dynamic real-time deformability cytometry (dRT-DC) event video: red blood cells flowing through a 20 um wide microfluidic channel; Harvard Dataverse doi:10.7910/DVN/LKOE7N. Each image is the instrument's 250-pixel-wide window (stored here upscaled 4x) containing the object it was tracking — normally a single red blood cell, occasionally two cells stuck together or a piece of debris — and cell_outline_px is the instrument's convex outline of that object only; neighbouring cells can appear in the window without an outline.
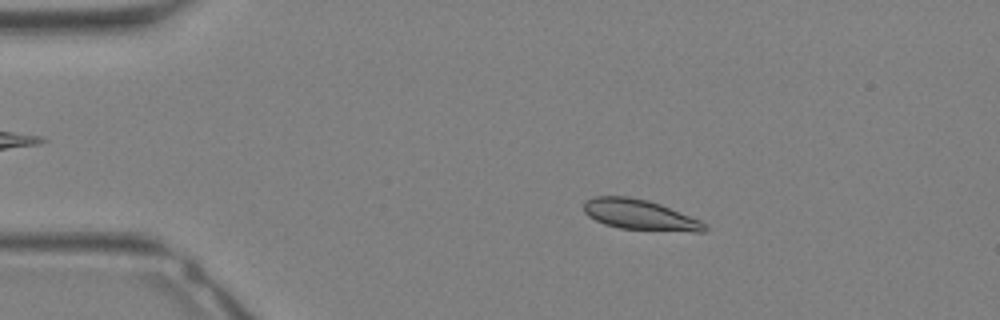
{"species": "Egyptian fruit bat (a non-hibernating species)", "species_latin": "Rousettus aegyptiacus", "temperature_condition": "warm", "stored_images_in_passage": 22, "camera_frame_rate_fps": 3000, "um_per_image_px": 0.085, "animal": {"sex": "female"}, "frame": {"image": 1, "passage_image": 6, "time_ms": 1.667, "image_size_px": [1000, 320], "cell_outline_px": [[708, 228], [704, 232], [692, 232], [620, 228], [604, 224], [588, 216], [584, 212], [584, 200], [596, 196], [628, 196], [648, 200], [660, 204], [700, 220]], "centroid_in_image_um": [54.37, 18.25], "position_along_channel_um": 30.6, "area_um2": 21.33}}
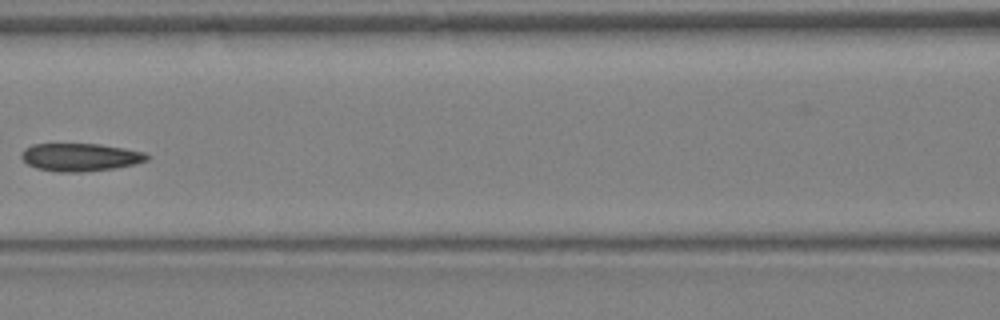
{"frame": {"image": 2, "passage_image": 15, "time_ms": 4.667, "image_size_px": [1000, 320], "cell_outline_px": [[152, 156], [148, 160], [136, 164], [116, 168], [80, 172], [60, 172], [36, 168], [28, 164], [20, 156], [20, 152], [24, 148], [32, 144], [100, 144], [124, 148], [144, 152]], "centroid_in_image_um": [6.84, 13.36], "position_along_channel_um": 159.8, "area_um2": 20.58}}
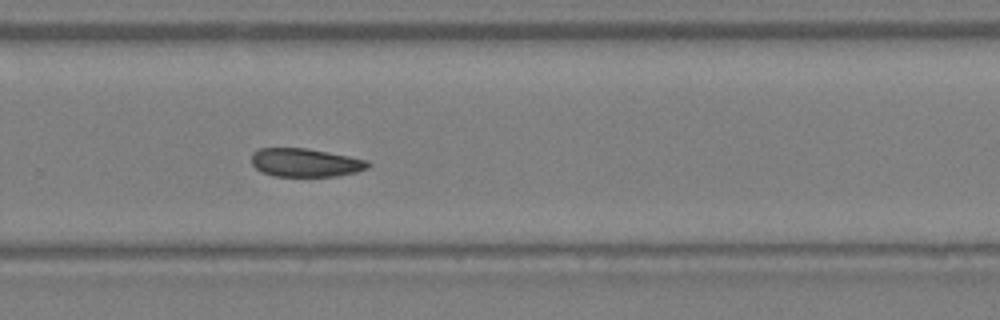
{"frame": {"image": 3, "passage_image": 22, "time_ms": 7.0, "image_size_px": [1000, 320], "cell_outline_px": [[368, 168], [356, 172], [336, 176], [272, 176], [260, 172], [252, 164], [252, 152], [260, 148], [304, 148], [348, 156], [368, 160]], "centroid_in_image_um": [25.91, 13.83], "position_along_channel_um": 303.9, "area_um2": 19.19}}